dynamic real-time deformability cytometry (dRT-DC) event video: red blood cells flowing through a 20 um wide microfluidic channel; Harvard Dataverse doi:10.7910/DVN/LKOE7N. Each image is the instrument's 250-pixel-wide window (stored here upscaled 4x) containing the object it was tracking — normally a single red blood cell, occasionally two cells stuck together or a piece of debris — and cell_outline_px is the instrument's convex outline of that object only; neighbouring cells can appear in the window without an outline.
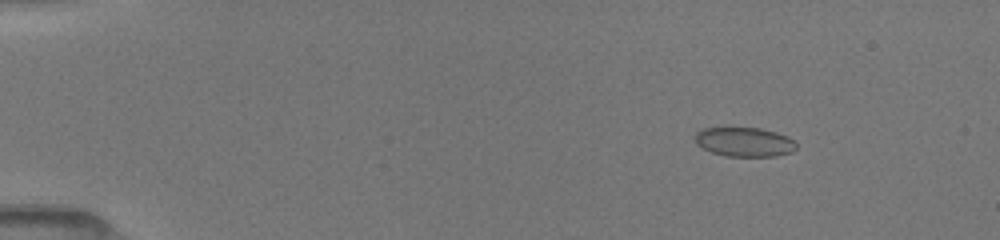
{"species": "common noctule bat (a hibernating species)", "species_latin": "Nyctalus noctula", "temperature_condition": "room temperature", "stored_images_in_passage": 52, "camera_frame_rate_fps": 3000, "um_per_image_px": 0.085, "animal": {"sex": "female", "body_mass_g": 19.5, "forearm_length_mm": 54.1}, "frame": {"image": 1, "passage_image": 8, "time_ms": 2.333, "image_size_px": [1000, 240], "cell_outline_px": [[796, 148], [792, 152], [776, 156], [724, 156], [712, 152], [696, 144], [696, 132], [704, 128], [760, 128], [776, 132], [788, 136], [796, 144]], "centroid_in_image_um": [63.29, 12.07], "position_along_channel_um": 21.7, "area_um2": 17.17}}
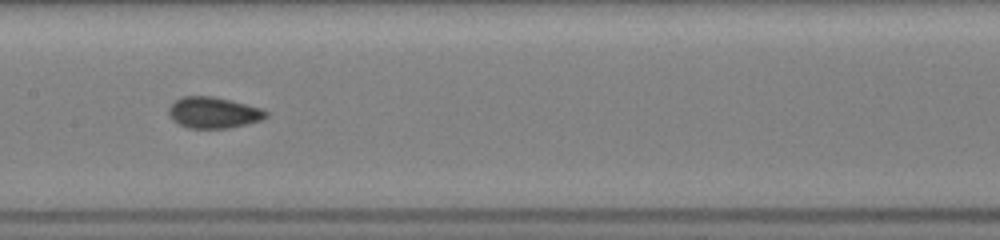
{"frame": {"image": 2, "passage_image": 28, "time_ms": 9.0, "image_size_px": [1000, 240], "cell_outline_px": [[268, 116], [260, 120], [248, 124], [228, 128], [188, 128], [172, 120], [168, 112], [168, 108], [176, 100], [184, 96], [212, 96], [264, 108], [268, 112]], "centroid_in_image_um": [18.17, 9.57], "position_along_channel_um": 189.2, "area_um2": 17.69}}
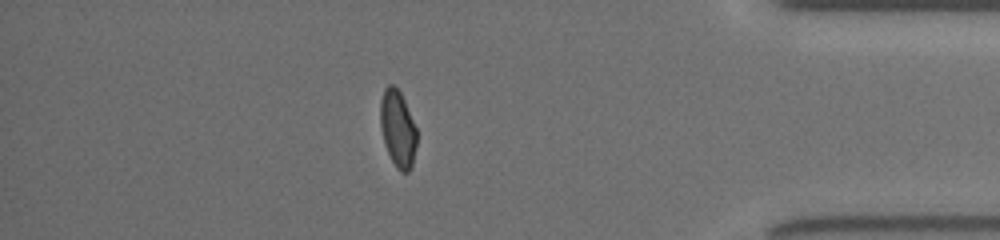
{"frame": {"image": 3, "passage_image": 46, "time_ms": 15.0, "image_size_px": [1000, 240], "cell_outline_px": [[416, 144], [412, 164], [408, 172], [400, 172], [396, 168], [384, 144], [380, 124], [380, 100], [384, 88], [388, 84], [392, 84], [400, 92], [404, 100], [416, 128]], "centroid_in_image_um": [33.79, 10.93], "position_along_channel_um": 401.4, "area_um2": 16.18}, "authors_computed_cell_mechanics": {"area_um2": 17.2822, "velocity_mm_per_s": 4.0421, "shape_relaxation_time_tau1_ms": 10.9023, "shape_relaxation_time_tau2_ms": null, "deformation_change_tau1": 0.1664, "deformation_change_tau2": null}}